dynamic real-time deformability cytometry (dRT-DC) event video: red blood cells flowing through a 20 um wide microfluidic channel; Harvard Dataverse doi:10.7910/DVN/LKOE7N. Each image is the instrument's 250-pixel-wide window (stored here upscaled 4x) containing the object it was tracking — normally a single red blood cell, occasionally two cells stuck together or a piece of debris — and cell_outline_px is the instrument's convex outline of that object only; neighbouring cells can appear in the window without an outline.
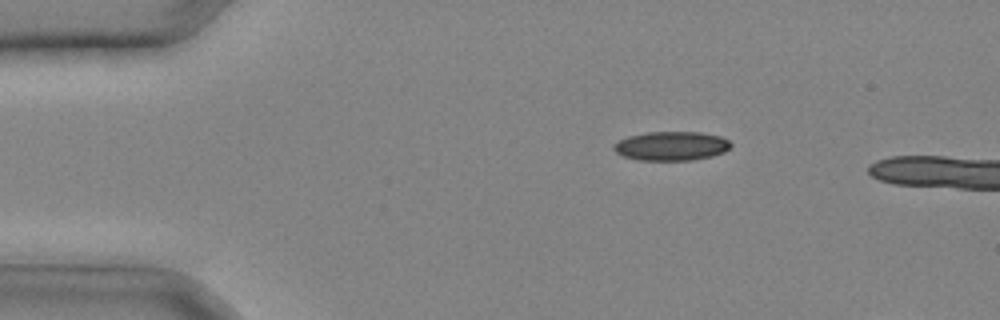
{"species": "common noctule bat (a hibernating species)", "species_latin": "Nyctalus noctula", "temperature_condition": "cold", "stored_images_in_passage": 7, "camera_frame_rate_fps": 3000, "um_per_image_px": 0.085, "animal": {"sex": "male", "body_mass_g": 20.4}, "frame": {"image": 1, "passage_image": 5, "time_ms": 1.333, "image_size_px": [1000, 320], "cell_outline_px": [[732, 144], [724, 152], [712, 156], [688, 160], [640, 160], [624, 156], [616, 152], [612, 148], [612, 144], [628, 136], [648, 132], [700, 132], [720, 136], [728, 140]], "centroid_in_image_um": [57.05, 12.4], "position_along_channel_um": 28.0, "area_um2": 19.71}}